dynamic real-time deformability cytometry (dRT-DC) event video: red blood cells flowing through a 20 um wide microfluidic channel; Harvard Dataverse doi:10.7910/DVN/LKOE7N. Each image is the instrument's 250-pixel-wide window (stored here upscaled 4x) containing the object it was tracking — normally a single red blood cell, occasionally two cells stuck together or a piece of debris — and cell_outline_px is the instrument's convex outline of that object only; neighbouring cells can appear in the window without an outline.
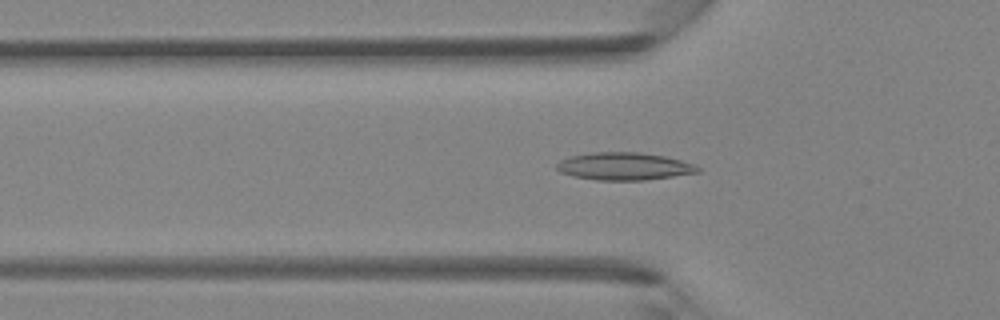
{"species": "Egyptian fruit bat (a non-hibernating species)", "species_latin": "Rousettus aegyptiacus", "temperature_condition": "room temperature", "stored_images_in_passage": 42, "camera_frame_rate_fps": 3000, "um_per_image_px": 0.085, "animal": {"sex": "female"}, "frame": {"image": 1, "passage_image": 14, "time_ms": 4.333, "image_size_px": [1000, 320], "cell_outline_px": [[700, 172], [644, 180], [596, 180], [572, 176], [560, 172], [556, 168], [556, 164], [560, 160], [572, 156], [592, 152], [640, 152], [664, 156], [680, 160], [692, 164], [700, 168]], "centroid_in_image_um": [53.02, 14.13], "position_along_channel_um": 72.8, "area_um2": 22.54}}
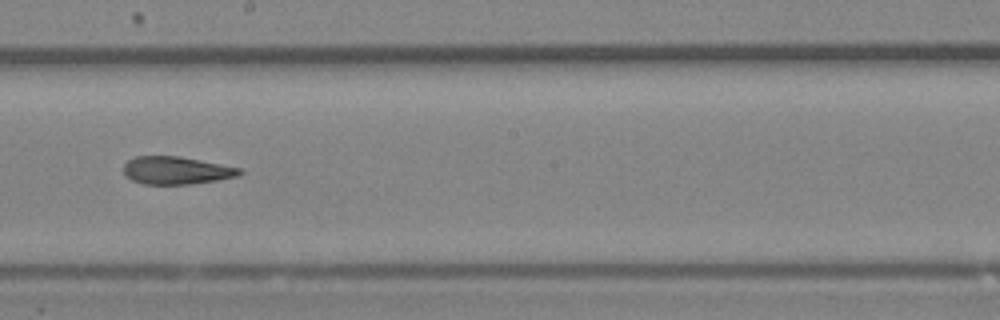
{"frame": {"image": 2, "passage_image": 24, "time_ms": 7.667, "image_size_px": [1000, 320], "cell_outline_px": [[244, 172], [240, 176], [192, 184], [144, 184], [132, 180], [124, 176], [124, 164], [128, 160], [136, 156], [180, 156], [240, 168]], "centroid_in_image_um": [14.98, 14.49], "position_along_channel_um": 233.2, "area_um2": 18.79}}
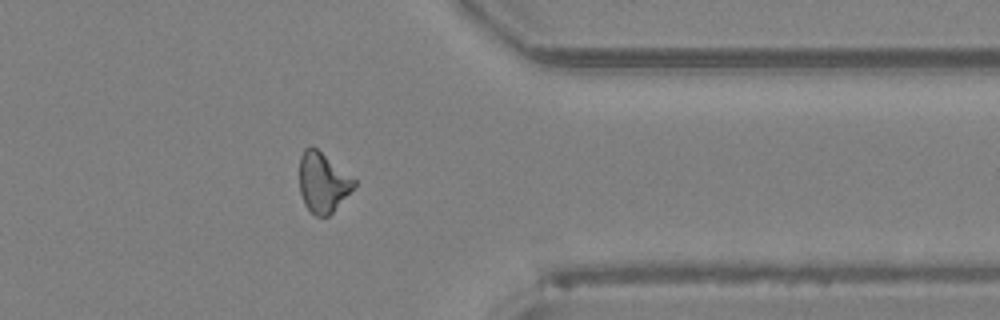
{"frame": {"image": 3, "passage_image": 34, "time_ms": 11.0, "image_size_px": [1000, 320], "cell_outline_px": [[356, 184], [332, 212], [328, 216], [316, 216], [304, 204], [300, 192], [300, 156], [304, 148], [312, 144], [356, 180]], "centroid_in_image_um": [27.41, 15.47], "position_along_channel_um": 384.0, "area_um2": 18.84}}